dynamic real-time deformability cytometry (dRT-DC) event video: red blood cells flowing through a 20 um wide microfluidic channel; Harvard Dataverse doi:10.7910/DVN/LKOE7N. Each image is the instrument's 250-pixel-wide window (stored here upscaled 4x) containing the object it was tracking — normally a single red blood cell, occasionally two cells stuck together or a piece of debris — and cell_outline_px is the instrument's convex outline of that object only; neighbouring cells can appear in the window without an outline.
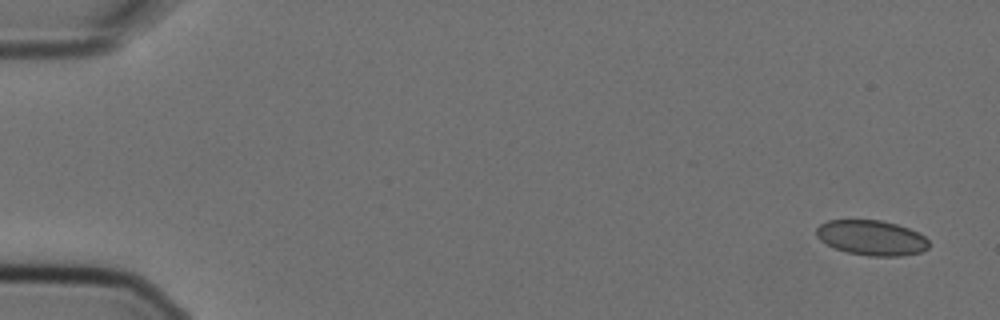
{"species": "Egyptian fruit bat (a non-hibernating species)", "species_latin": "Rousettus aegyptiacus", "temperature_condition": "cold", "stored_images_in_passage": 5, "camera_frame_rate_fps": 3000, "um_per_image_px": 0.085, "animal": {"sex": "female"}, "frame": {"image": 1, "passage_image": 1, "time_ms": 0.0, "image_size_px": [1000, 320], "cell_outline_px": [[928, 248], [920, 252], [900, 256], [868, 256], [844, 252], [820, 240], [816, 236], [816, 228], [820, 224], [828, 220], [880, 220], [896, 224], [908, 228], [924, 236], [928, 240]], "centroid_in_image_um": [74.06, 20.21], "position_along_channel_um": 10.9, "area_um2": 22.95}}
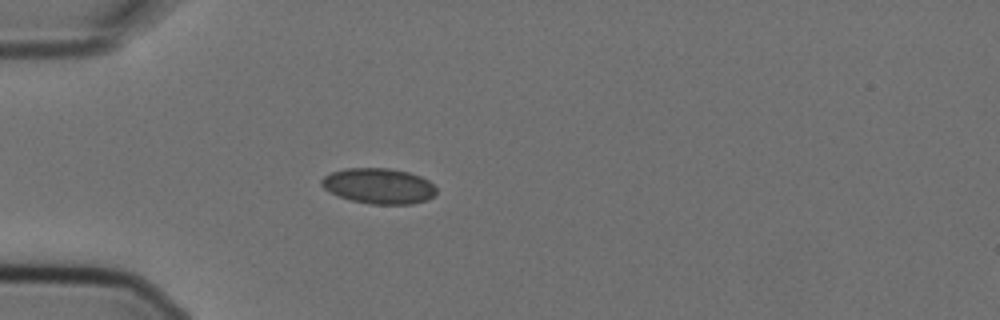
{"frame": {"image": 2, "passage_image": 4, "time_ms": 1.0, "image_size_px": [1000, 320], "cell_outline_px": [[436, 192], [428, 200], [412, 204], [368, 204], [352, 200], [340, 196], [324, 188], [320, 184], [320, 180], [324, 176], [332, 172], [344, 168], [388, 168], [408, 172], [420, 176], [428, 180], [436, 188]], "centroid_in_image_um": [32.2, 15.8], "position_along_channel_um": 52.8, "area_um2": 23.7}}